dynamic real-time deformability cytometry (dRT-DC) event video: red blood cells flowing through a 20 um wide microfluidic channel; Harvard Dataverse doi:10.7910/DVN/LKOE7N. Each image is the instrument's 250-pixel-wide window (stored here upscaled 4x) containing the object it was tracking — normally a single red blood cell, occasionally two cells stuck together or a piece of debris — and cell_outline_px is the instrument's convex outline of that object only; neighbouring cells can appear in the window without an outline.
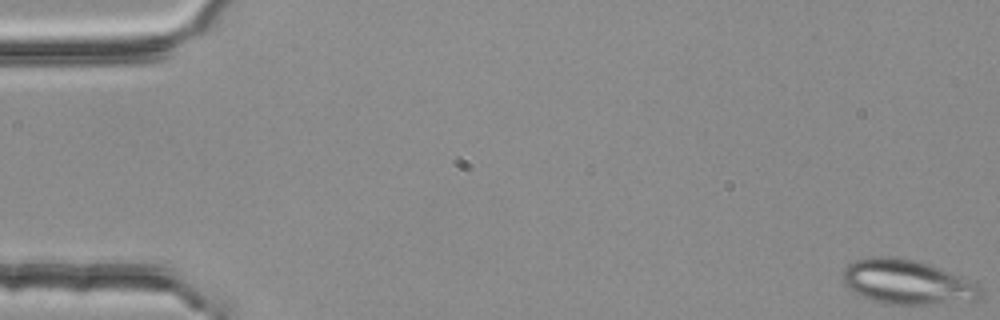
{"species": "common noctule bat (a hibernating species)", "species_latin": "Nyctalus noctula", "temperature_condition": "room temperature", "stored_images_in_passage": 4, "camera_frame_rate_fps": 3000, "um_per_image_px": 0.085, "animal": {"sex": "female", "body_mass_g": 25.1}, "frame": {"image": 1, "passage_image": 1, "time_ms": 0.0, "image_size_px": [1000, 320], "cell_outline_px": [[984, 296], [976, 300], [932, 304], [884, 304], [872, 300], [852, 292], [844, 284], [844, 268], [848, 264], [856, 260], [868, 256], [892, 256], [916, 260], [940, 268], [976, 284], [984, 292]], "centroid_in_image_um": [77.08, 23.97], "position_along_channel_um": 7.9, "area_um2": 35.72}}